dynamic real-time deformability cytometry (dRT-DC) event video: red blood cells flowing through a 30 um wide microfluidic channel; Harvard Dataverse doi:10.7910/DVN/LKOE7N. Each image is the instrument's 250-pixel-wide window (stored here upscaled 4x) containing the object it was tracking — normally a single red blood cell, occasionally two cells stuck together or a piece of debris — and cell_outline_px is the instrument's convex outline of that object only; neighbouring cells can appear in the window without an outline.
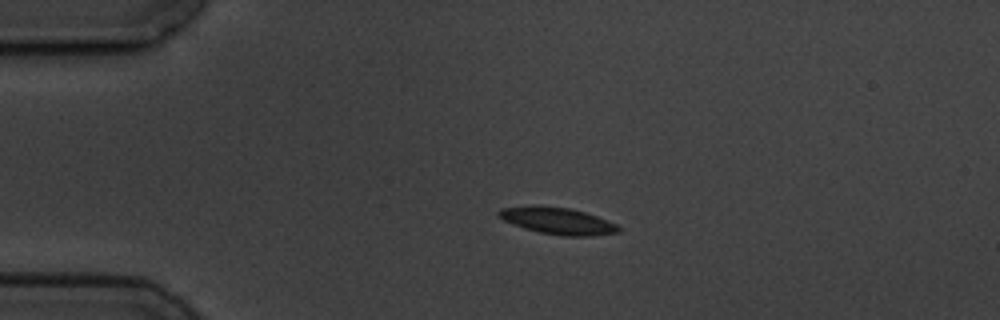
{"species": "common noctule bat (a hibernating species)", "species_latin": "Nyctalus noctula", "temperature_condition": "cold", "stored_images_in_passage": 3, "camera_frame_rate_fps": 3000, "um_per_image_px": 0.085, "animal": {"sex": "male", "body_mass_g": 19.5, "forearm_length_mm": 54.6}, "frame": {"image": 1, "passage_image": 2, "time_ms": 1.333, "image_size_px": [1000, 320], "cell_outline_px": [[620, 232], [592, 236], [564, 236], [540, 232], [524, 228], [512, 224], [496, 216], [496, 212], [500, 208], [568, 208], [584, 212], [596, 216], [616, 224], [620, 228]], "centroid_in_image_um": [47.44, 18.82], "position_along_channel_um": 37.6, "area_um2": 17.86}}